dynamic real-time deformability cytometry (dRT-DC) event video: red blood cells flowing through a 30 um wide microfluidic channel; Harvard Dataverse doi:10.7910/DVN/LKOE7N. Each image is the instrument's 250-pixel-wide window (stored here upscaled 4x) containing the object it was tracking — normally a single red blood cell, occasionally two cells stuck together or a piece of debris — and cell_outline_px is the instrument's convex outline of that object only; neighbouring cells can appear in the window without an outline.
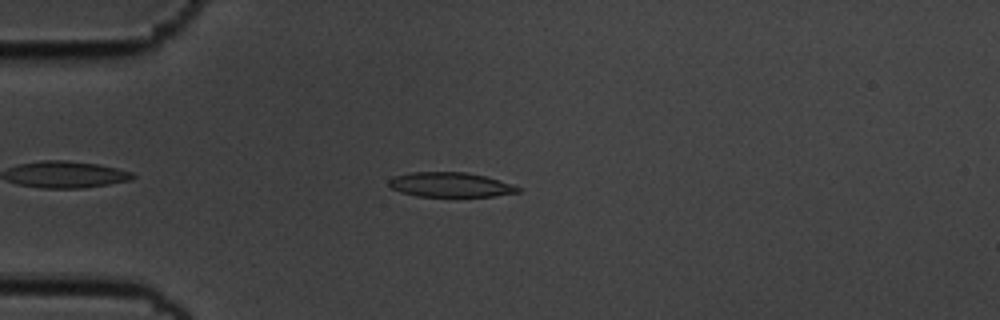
{"species": "common noctule bat (a hibernating species)", "species_latin": "Nyctalus noctula", "temperature_condition": "cold", "stored_images_in_passage": 49, "camera_frame_rate_fps": 3000, "um_per_image_px": 0.085, "animal": {"sex": "male", "body_mass_g": 19.5, "forearm_length_mm": 54.6}, "frame": {"image": 1, "passage_image": 8, "time_ms": 2.333, "image_size_px": [1000, 320], "cell_outline_px": [[520, 192], [492, 196], [416, 196], [400, 192], [392, 188], [388, 184], [388, 180], [396, 176], [412, 172], [464, 172], [484, 176], [512, 184], [520, 188]], "centroid_in_image_um": [38.26, 15.7], "position_along_channel_um": 46.7, "area_um2": 18.32}}
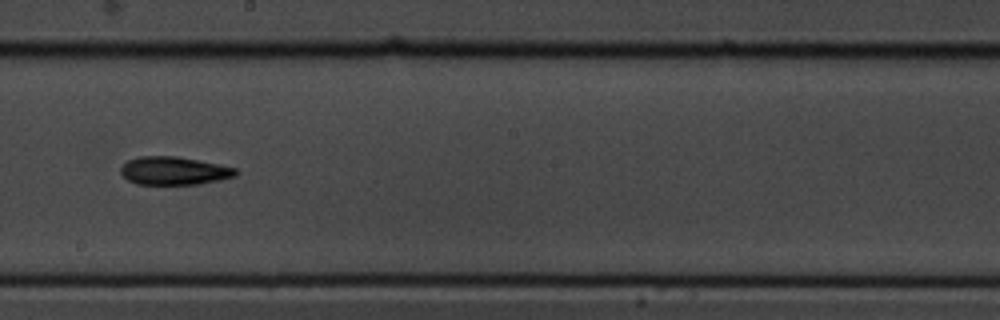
{"frame": {"image": 2, "passage_image": 25, "time_ms": 8.0, "image_size_px": [1000, 320], "cell_outline_px": [[240, 172], [236, 176], [220, 180], [200, 184], [136, 184], [128, 180], [120, 172], [120, 168], [128, 160], [140, 156], [176, 156], [220, 164], [236, 168]], "centroid_in_image_um": [14.83, 14.51], "position_along_channel_um": 233.4, "area_um2": 18.96}}
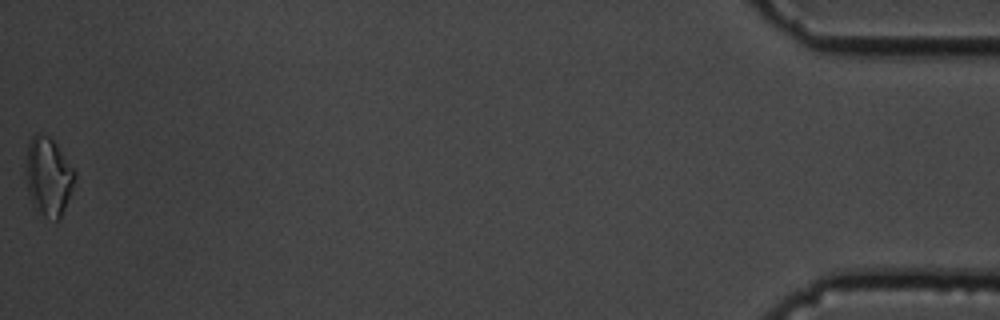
{"frame": {"image": 3, "passage_image": 49, "time_ms": 16.0, "image_size_px": [1000, 320], "cell_outline_px": [[76, 176], [60, 220], [56, 220], [44, 216], [36, 212], [32, 204], [28, 192], [24, 172], [24, 160], [28, 144], [32, 136], [36, 132], [40, 132], [48, 136], [56, 144], [76, 172]], "centroid_in_image_um": [4.06, 14.99], "position_along_channel_um": 431.1, "area_um2": 22.72}, "authors_computed_cell_mechanics": {"area_um2": 18.6116, "velocity_mm_per_s": 3.6234, "shape_relaxation_time_tau1_ms": 5.7052, "shape_relaxation_time_tau2_ms": null, "deformation_change_tau1": 0.1467, "deformation_change_tau2": null}}